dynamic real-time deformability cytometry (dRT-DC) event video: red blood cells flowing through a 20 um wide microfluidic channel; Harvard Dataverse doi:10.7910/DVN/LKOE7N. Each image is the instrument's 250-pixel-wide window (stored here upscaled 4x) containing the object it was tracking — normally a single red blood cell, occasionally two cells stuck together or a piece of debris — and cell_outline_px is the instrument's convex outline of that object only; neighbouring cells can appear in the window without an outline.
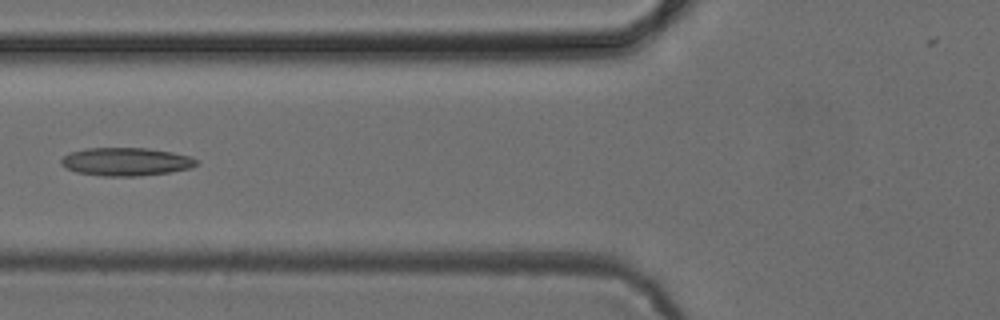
{"species": "common noctule bat (a hibernating species)", "species_latin": "Nyctalus noctula", "temperature_condition": "cold", "stored_images_in_passage": 6, "camera_frame_rate_fps": 3000, "um_per_image_px": 0.085, "animal": {"sex": "female", "body_mass_g": 24.6, "forearm_length_mm": 56.2}, "frame": {"image": 1, "passage_image": 6, "time_ms": 6.0, "image_size_px": [1000, 320], "cell_outline_px": [[200, 160], [192, 168], [168, 172], [140, 176], [100, 176], [76, 172], [64, 168], [60, 164], [60, 160], [64, 156], [72, 152], [88, 148], [148, 148], [172, 152], [192, 156]], "centroid_in_image_um": [10.72, 13.75], "position_along_channel_um": 115.1, "area_um2": 22.37}}